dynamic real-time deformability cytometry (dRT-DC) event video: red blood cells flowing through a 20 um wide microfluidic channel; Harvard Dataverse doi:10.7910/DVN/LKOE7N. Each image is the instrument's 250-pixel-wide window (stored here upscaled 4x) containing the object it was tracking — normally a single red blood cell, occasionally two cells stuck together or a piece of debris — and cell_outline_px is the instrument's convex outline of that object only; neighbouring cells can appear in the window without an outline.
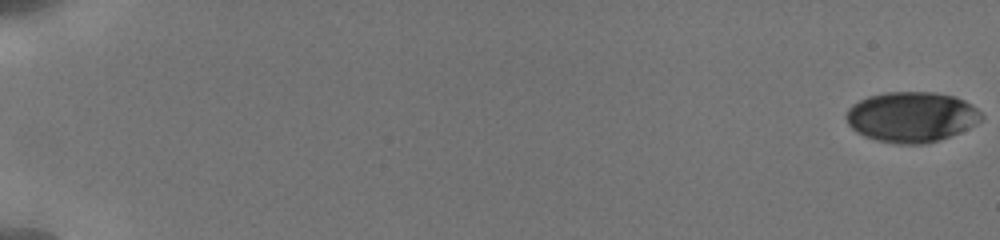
{"species": "human", "species_latin": "Homo sapiens", "temperature_condition": "cold", "stored_images_in_passage": 50, "camera_frame_rate_fps": 3000, "um_per_image_px": 0.085, "donor": {"sex": "male"}, "frame": {"image": 1, "passage_image": 1, "time_ms": 0.0, "image_size_px": [1000, 240], "cell_outline_px": [[984, 116], [976, 124], [960, 132], [940, 140], [924, 144], [896, 144], [876, 140], [864, 136], [856, 132], [848, 124], [844, 116], [848, 108], [852, 104], [868, 96], [888, 92], [936, 92], [956, 96], [972, 104]], "centroid_in_image_um": [77.47, 9.94], "position_along_channel_um": 7.5, "area_um2": 40.0}}
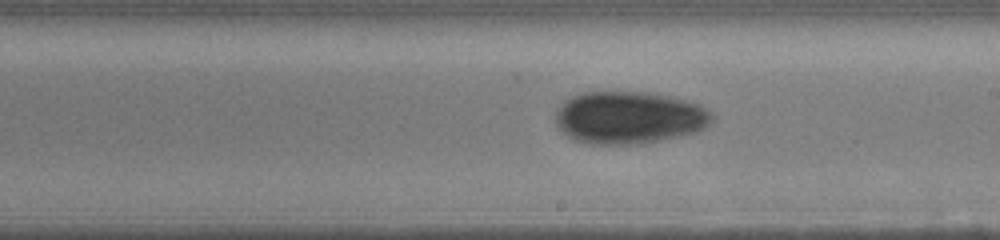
{"frame": {"image": 2, "passage_image": 28, "time_ms": 11.333, "image_size_px": [1000, 240], "cell_outline_px": [[716, 116], [704, 128], [696, 132], [660, 140], [636, 144], [588, 144], [572, 140], [556, 124], [556, 112], [564, 100], [572, 96], [584, 92], [652, 92], [672, 96], [700, 104], [712, 112]], "centroid_in_image_um": [53.49, 9.98], "position_along_channel_um": 235.5, "area_um2": 48.09}}
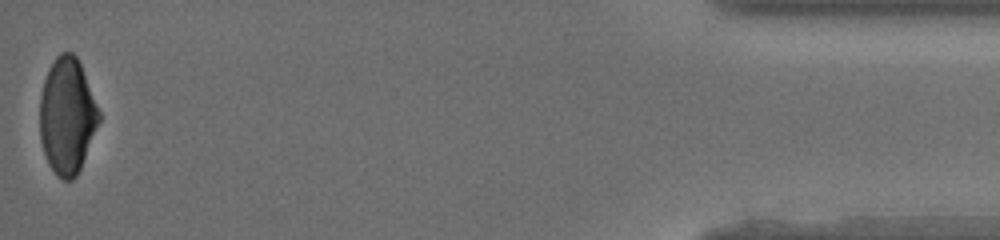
{"frame": {"image": 3, "passage_image": 50, "time_ms": 18.333, "image_size_px": [1000, 240], "cell_outline_px": [[100, 120], [80, 168], [76, 176], [72, 180], [64, 180], [48, 164], [40, 140], [40, 96], [44, 80], [48, 68], [56, 56], [60, 52], [72, 52], [76, 56], [80, 64], [100, 112]], "centroid_in_image_um": [5.69, 9.83], "position_along_channel_um": 429.5, "area_um2": 39.65}, "authors_computed_cell_mechanics": {"area_um2": 43.1766, "velocity_mm_per_s": 3.852, "shape_relaxation_time_tau1_ms": 3.4175, "shape_relaxation_time_tau2_ms": 10.0712, "deformation_change_tau1": 0.1158, "deformation_change_tau2": 0.1111}}